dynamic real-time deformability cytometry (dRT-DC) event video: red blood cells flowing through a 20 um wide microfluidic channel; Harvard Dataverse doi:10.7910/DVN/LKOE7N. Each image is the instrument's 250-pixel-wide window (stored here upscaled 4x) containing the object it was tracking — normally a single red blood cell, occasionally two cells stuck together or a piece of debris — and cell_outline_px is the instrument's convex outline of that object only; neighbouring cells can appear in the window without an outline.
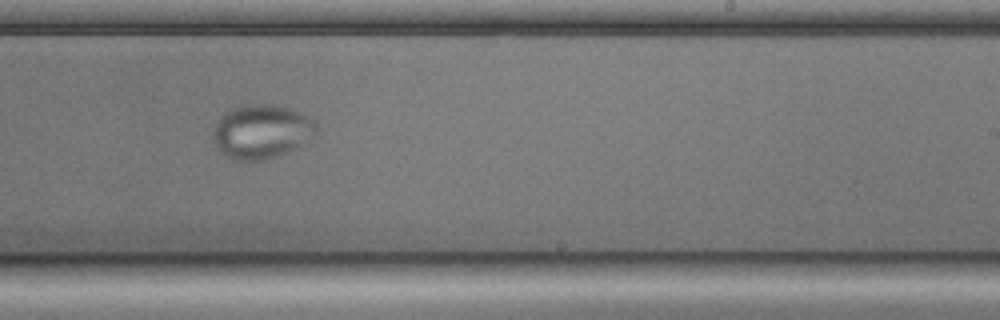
{"species": "common noctule bat (a hibernating species)", "species_latin": "Nyctalus noctula", "temperature_condition": "cold", "stored_images_in_passage": 55, "camera_frame_rate_fps": 3000, "um_per_image_px": 0.085, "animal": {"sex": "male", "body_mass_g": 17.9, "forearm_length_mm": 54.2}, "frame": {"image": 1, "passage_image": 33, "time_ms": 10.667, "image_size_px": [1000, 320], "cell_outline_px": [[320, 128], [316, 136], [296, 148], [276, 156], [264, 160], [232, 160], [220, 152], [212, 140], [212, 132], [220, 116], [224, 112], [236, 108], [252, 104], [272, 104], [288, 108], [300, 112], [316, 120]], "centroid_in_image_um": [22.27, 11.19], "position_along_channel_um": 266.7, "area_um2": 32.89}}
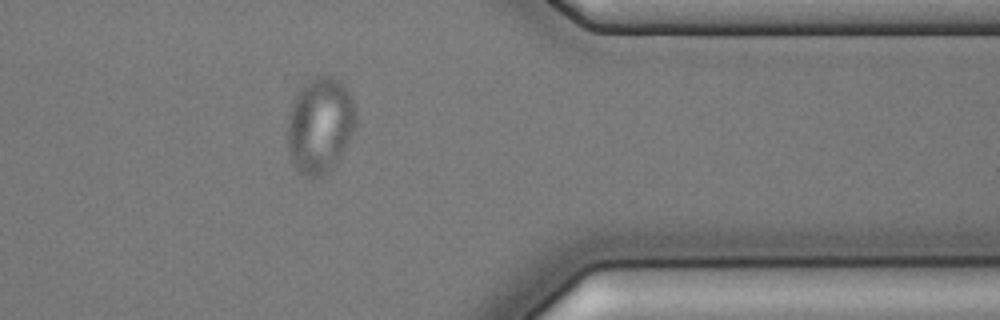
{"frame": {"image": 2, "passage_image": 44, "time_ms": 14.333, "image_size_px": [1000, 320], "cell_outline_px": [[356, 128], [340, 156], [320, 176], [304, 176], [300, 172], [292, 160], [288, 148], [288, 112], [300, 88], [308, 80], [316, 76], [332, 76], [344, 84], [356, 108]], "centroid_in_image_um": [27.21, 10.59], "position_along_channel_um": 384.2, "area_um2": 37.74}}
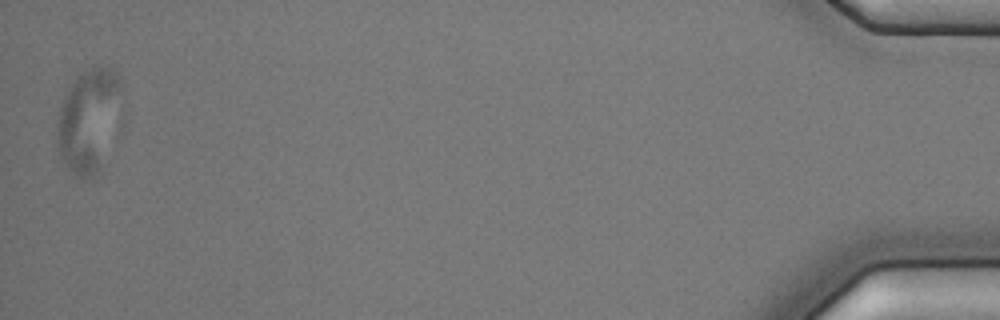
{"frame": {"image": 3, "passage_image": 54, "time_ms": 17.667, "image_size_px": [1000, 320], "cell_outline_px": [[124, 84], [96, 172], [92, 176], [72, 176], [60, 156], [56, 148], [56, 120], [64, 96], [76, 76], [80, 72], [96, 64], [112, 68], [120, 76]], "centroid_in_image_um": [7.42, 10.08], "position_along_channel_um": 427.8, "area_um2": 37.34}}